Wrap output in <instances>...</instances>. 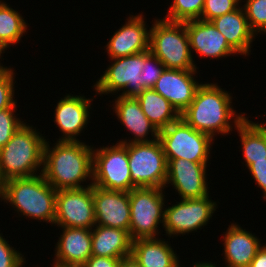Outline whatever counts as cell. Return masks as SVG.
<instances>
[{
  "instance_id": "obj_1",
  "label": "cell",
  "mask_w": 266,
  "mask_h": 267,
  "mask_svg": "<svg viewBox=\"0 0 266 267\" xmlns=\"http://www.w3.org/2000/svg\"><path fill=\"white\" fill-rule=\"evenodd\" d=\"M44 144L43 168L40 174L56 190L79 189L90 179L93 183V147L83 142L56 141Z\"/></svg>"
},
{
  "instance_id": "obj_2",
  "label": "cell",
  "mask_w": 266,
  "mask_h": 267,
  "mask_svg": "<svg viewBox=\"0 0 266 267\" xmlns=\"http://www.w3.org/2000/svg\"><path fill=\"white\" fill-rule=\"evenodd\" d=\"M232 96L216 83H205L197 89L191 104L180 117L195 130L214 139L218 134L228 135L232 131L231 120L236 127L243 119L244 113L236 114L232 106Z\"/></svg>"
},
{
  "instance_id": "obj_3",
  "label": "cell",
  "mask_w": 266,
  "mask_h": 267,
  "mask_svg": "<svg viewBox=\"0 0 266 267\" xmlns=\"http://www.w3.org/2000/svg\"><path fill=\"white\" fill-rule=\"evenodd\" d=\"M57 191L43 175L13 178L4 182V202L21 215L54 224Z\"/></svg>"
},
{
  "instance_id": "obj_4",
  "label": "cell",
  "mask_w": 266,
  "mask_h": 267,
  "mask_svg": "<svg viewBox=\"0 0 266 267\" xmlns=\"http://www.w3.org/2000/svg\"><path fill=\"white\" fill-rule=\"evenodd\" d=\"M24 124L10 141L0 149V176L5 182L13 178L37 176L38 169L43 168L45 137Z\"/></svg>"
},
{
  "instance_id": "obj_5",
  "label": "cell",
  "mask_w": 266,
  "mask_h": 267,
  "mask_svg": "<svg viewBox=\"0 0 266 267\" xmlns=\"http://www.w3.org/2000/svg\"><path fill=\"white\" fill-rule=\"evenodd\" d=\"M150 29L149 50L164 65L175 70H196L185 23L155 19Z\"/></svg>"
},
{
  "instance_id": "obj_6",
  "label": "cell",
  "mask_w": 266,
  "mask_h": 267,
  "mask_svg": "<svg viewBox=\"0 0 266 267\" xmlns=\"http://www.w3.org/2000/svg\"><path fill=\"white\" fill-rule=\"evenodd\" d=\"M127 156L133 188L165 189L167 160L159 139L152 142L127 143Z\"/></svg>"
},
{
  "instance_id": "obj_7",
  "label": "cell",
  "mask_w": 266,
  "mask_h": 267,
  "mask_svg": "<svg viewBox=\"0 0 266 267\" xmlns=\"http://www.w3.org/2000/svg\"><path fill=\"white\" fill-rule=\"evenodd\" d=\"M166 159H184L207 163L210 156L211 136L199 132L181 117L159 131V138Z\"/></svg>"
},
{
  "instance_id": "obj_8",
  "label": "cell",
  "mask_w": 266,
  "mask_h": 267,
  "mask_svg": "<svg viewBox=\"0 0 266 267\" xmlns=\"http://www.w3.org/2000/svg\"><path fill=\"white\" fill-rule=\"evenodd\" d=\"M164 189L133 188L129 192L130 227L129 235L133 240L156 238L160 233L159 223H164ZM159 231V232H158Z\"/></svg>"
},
{
  "instance_id": "obj_9",
  "label": "cell",
  "mask_w": 266,
  "mask_h": 267,
  "mask_svg": "<svg viewBox=\"0 0 266 267\" xmlns=\"http://www.w3.org/2000/svg\"><path fill=\"white\" fill-rule=\"evenodd\" d=\"M92 184L107 190L131 191L127 143L93 149Z\"/></svg>"
},
{
  "instance_id": "obj_10",
  "label": "cell",
  "mask_w": 266,
  "mask_h": 267,
  "mask_svg": "<svg viewBox=\"0 0 266 267\" xmlns=\"http://www.w3.org/2000/svg\"><path fill=\"white\" fill-rule=\"evenodd\" d=\"M151 54V51H144L138 54L111 59L114 62L103 72L100 79L94 84L96 93L109 94L123 91L120 96L135 97L144 88L141 86V69L144 67V60Z\"/></svg>"
},
{
  "instance_id": "obj_11",
  "label": "cell",
  "mask_w": 266,
  "mask_h": 267,
  "mask_svg": "<svg viewBox=\"0 0 266 267\" xmlns=\"http://www.w3.org/2000/svg\"><path fill=\"white\" fill-rule=\"evenodd\" d=\"M59 227L92 229L95 225L93 184L62 189L56 194L55 221Z\"/></svg>"
},
{
  "instance_id": "obj_12",
  "label": "cell",
  "mask_w": 266,
  "mask_h": 267,
  "mask_svg": "<svg viewBox=\"0 0 266 267\" xmlns=\"http://www.w3.org/2000/svg\"><path fill=\"white\" fill-rule=\"evenodd\" d=\"M216 206L209 195L197 199H181L177 204L164 209L162 225L165 233L171 237L201 229L212 218Z\"/></svg>"
},
{
  "instance_id": "obj_13",
  "label": "cell",
  "mask_w": 266,
  "mask_h": 267,
  "mask_svg": "<svg viewBox=\"0 0 266 267\" xmlns=\"http://www.w3.org/2000/svg\"><path fill=\"white\" fill-rule=\"evenodd\" d=\"M167 160V180L173 185L181 199H197L209 195L206 180L207 163L184 159Z\"/></svg>"
},
{
  "instance_id": "obj_14",
  "label": "cell",
  "mask_w": 266,
  "mask_h": 267,
  "mask_svg": "<svg viewBox=\"0 0 266 267\" xmlns=\"http://www.w3.org/2000/svg\"><path fill=\"white\" fill-rule=\"evenodd\" d=\"M96 225L123 229L129 232V192L102 189L93 185Z\"/></svg>"
},
{
  "instance_id": "obj_15",
  "label": "cell",
  "mask_w": 266,
  "mask_h": 267,
  "mask_svg": "<svg viewBox=\"0 0 266 267\" xmlns=\"http://www.w3.org/2000/svg\"><path fill=\"white\" fill-rule=\"evenodd\" d=\"M196 72L197 70L165 68L152 89L168 100L181 114L191 104L201 86L194 77Z\"/></svg>"
},
{
  "instance_id": "obj_16",
  "label": "cell",
  "mask_w": 266,
  "mask_h": 267,
  "mask_svg": "<svg viewBox=\"0 0 266 267\" xmlns=\"http://www.w3.org/2000/svg\"><path fill=\"white\" fill-rule=\"evenodd\" d=\"M128 18V21L114 32L106 45V52L111 59L149 50L150 30H147L143 15L139 13Z\"/></svg>"
},
{
  "instance_id": "obj_17",
  "label": "cell",
  "mask_w": 266,
  "mask_h": 267,
  "mask_svg": "<svg viewBox=\"0 0 266 267\" xmlns=\"http://www.w3.org/2000/svg\"><path fill=\"white\" fill-rule=\"evenodd\" d=\"M91 99L80 95H67L57 103L54 122L57 124L62 137L57 141L76 142L90 118Z\"/></svg>"
},
{
  "instance_id": "obj_18",
  "label": "cell",
  "mask_w": 266,
  "mask_h": 267,
  "mask_svg": "<svg viewBox=\"0 0 266 267\" xmlns=\"http://www.w3.org/2000/svg\"><path fill=\"white\" fill-rule=\"evenodd\" d=\"M184 23L189 36L190 50L199 56L216 59L238 54L211 21L198 19Z\"/></svg>"
},
{
  "instance_id": "obj_19",
  "label": "cell",
  "mask_w": 266,
  "mask_h": 267,
  "mask_svg": "<svg viewBox=\"0 0 266 267\" xmlns=\"http://www.w3.org/2000/svg\"><path fill=\"white\" fill-rule=\"evenodd\" d=\"M55 248L54 265L81 267L92 256L91 229L62 227Z\"/></svg>"
},
{
  "instance_id": "obj_20",
  "label": "cell",
  "mask_w": 266,
  "mask_h": 267,
  "mask_svg": "<svg viewBox=\"0 0 266 267\" xmlns=\"http://www.w3.org/2000/svg\"><path fill=\"white\" fill-rule=\"evenodd\" d=\"M121 124L134 135V139L123 140L118 143L152 142L159 138V130L148 120L135 97L118 96L112 107ZM151 133L152 139L147 135ZM146 137V138H145Z\"/></svg>"
},
{
  "instance_id": "obj_21",
  "label": "cell",
  "mask_w": 266,
  "mask_h": 267,
  "mask_svg": "<svg viewBox=\"0 0 266 267\" xmlns=\"http://www.w3.org/2000/svg\"><path fill=\"white\" fill-rule=\"evenodd\" d=\"M225 267H248L262 246L260 239L232 223L223 236Z\"/></svg>"
},
{
  "instance_id": "obj_22",
  "label": "cell",
  "mask_w": 266,
  "mask_h": 267,
  "mask_svg": "<svg viewBox=\"0 0 266 267\" xmlns=\"http://www.w3.org/2000/svg\"><path fill=\"white\" fill-rule=\"evenodd\" d=\"M226 38L228 44L240 55H249L255 33L251 30L243 7L211 20Z\"/></svg>"
},
{
  "instance_id": "obj_23",
  "label": "cell",
  "mask_w": 266,
  "mask_h": 267,
  "mask_svg": "<svg viewBox=\"0 0 266 267\" xmlns=\"http://www.w3.org/2000/svg\"><path fill=\"white\" fill-rule=\"evenodd\" d=\"M157 238L132 241L131 255L141 267H181L168 241Z\"/></svg>"
},
{
  "instance_id": "obj_24",
  "label": "cell",
  "mask_w": 266,
  "mask_h": 267,
  "mask_svg": "<svg viewBox=\"0 0 266 267\" xmlns=\"http://www.w3.org/2000/svg\"><path fill=\"white\" fill-rule=\"evenodd\" d=\"M95 226V229H91L92 255L110 258H124L131 255L132 239L128 231Z\"/></svg>"
},
{
  "instance_id": "obj_25",
  "label": "cell",
  "mask_w": 266,
  "mask_h": 267,
  "mask_svg": "<svg viewBox=\"0 0 266 267\" xmlns=\"http://www.w3.org/2000/svg\"><path fill=\"white\" fill-rule=\"evenodd\" d=\"M135 98L148 120L160 131L180 118V114L161 94L143 89Z\"/></svg>"
},
{
  "instance_id": "obj_26",
  "label": "cell",
  "mask_w": 266,
  "mask_h": 267,
  "mask_svg": "<svg viewBox=\"0 0 266 267\" xmlns=\"http://www.w3.org/2000/svg\"><path fill=\"white\" fill-rule=\"evenodd\" d=\"M240 136L243 157L248 167L255 161L266 159V132L248 117L243 119L236 127Z\"/></svg>"
},
{
  "instance_id": "obj_27",
  "label": "cell",
  "mask_w": 266,
  "mask_h": 267,
  "mask_svg": "<svg viewBox=\"0 0 266 267\" xmlns=\"http://www.w3.org/2000/svg\"><path fill=\"white\" fill-rule=\"evenodd\" d=\"M27 25L18 11L0 0V46L4 50L20 42Z\"/></svg>"
},
{
  "instance_id": "obj_28",
  "label": "cell",
  "mask_w": 266,
  "mask_h": 267,
  "mask_svg": "<svg viewBox=\"0 0 266 267\" xmlns=\"http://www.w3.org/2000/svg\"><path fill=\"white\" fill-rule=\"evenodd\" d=\"M164 19L174 22H187L201 19L205 0H173Z\"/></svg>"
},
{
  "instance_id": "obj_29",
  "label": "cell",
  "mask_w": 266,
  "mask_h": 267,
  "mask_svg": "<svg viewBox=\"0 0 266 267\" xmlns=\"http://www.w3.org/2000/svg\"><path fill=\"white\" fill-rule=\"evenodd\" d=\"M243 8L251 30L266 33V0H247Z\"/></svg>"
},
{
  "instance_id": "obj_30",
  "label": "cell",
  "mask_w": 266,
  "mask_h": 267,
  "mask_svg": "<svg viewBox=\"0 0 266 267\" xmlns=\"http://www.w3.org/2000/svg\"><path fill=\"white\" fill-rule=\"evenodd\" d=\"M16 103L4 110H0V149L3 148L12 138L13 134L25 123L14 114Z\"/></svg>"
},
{
  "instance_id": "obj_31",
  "label": "cell",
  "mask_w": 266,
  "mask_h": 267,
  "mask_svg": "<svg viewBox=\"0 0 266 267\" xmlns=\"http://www.w3.org/2000/svg\"><path fill=\"white\" fill-rule=\"evenodd\" d=\"M242 0H205L201 20L211 21L216 17L230 13L239 7Z\"/></svg>"
},
{
  "instance_id": "obj_32",
  "label": "cell",
  "mask_w": 266,
  "mask_h": 267,
  "mask_svg": "<svg viewBox=\"0 0 266 267\" xmlns=\"http://www.w3.org/2000/svg\"><path fill=\"white\" fill-rule=\"evenodd\" d=\"M164 69L163 63L151 53L144 60V67L141 69V86L144 89L152 88Z\"/></svg>"
},
{
  "instance_id": "obj_33",
  "label": "cell",
  "mask_w": 266,
  "mask_h": 267,
  "mask_svg": "<svg viewBox=\"0 0 266 267\" xmlns=\"http://www.w3.org/2000/svg\"><path fill=\"white\" fill-rule=\"evenodd\" d=\"M14 70L7 68L0 72V110L12 107L17 103L14 97Z\"/></svg>"
},
{
  "instance_id": "obj_34",
  "label": "cell",
  "mask_w": 266,
  "mask_h": 267,
  "mask_svg": "<svg viewBox=\"0 0 266 267\" xmlns=\"http://www.w3.org/2000/svg\"><path fill=\"white\" fill-rule=\"evenodd\" d=\"M0 233V267H22L25 258Z\"/></svg>"
},
{
  "instance_id": "obj_35",
  "label": "cell",
  "mask_w": 266,
  "mask_h": 267,
  "mask_svg": "<svg viewBox=\"0 0 266 267\" xmlns=\"http://www.w3.org/2000/svg\"><path fill=\"white\" fill-rule=\"evenodd\" d=\"M254 180L258 187L263 190V199H266V159L261 161H255L248 166Z\"/></svg>"
},
{
  "instance_id": "obj_36",
  "label": "cell",
  "mask_w": 266,
  "mask_h": 267,
  "mask_svg": "<svg viewBox=\"0 0 266 267\" xmlns=\"http://www.w3.org/2000/svg\"><path fill=\"white\" fill-rule=\"evenodd\" d=\"M121 259L92 255L81 267H119Z\"/></svg>"
},
{
  "instance_id": "obj_37",
  "label": "cell",
  "mask_w": 266,
  "mask_h": 267,
  "mask_svg": "<svg viewBox=\"0 0 266 267\" xmlns=\"http://www.w3.org/2000/svg\"><path fill=\"white\" fill-rule=\"evenodd\" d=\"M248 267H266V244L257 250Z\"/></svg>"
},
{
  "instance_id": "obj_38",
  "label": "cell",
  "mask_w": 266,
  "mask_h": 267,
  "mask_svg": "<svg viewBox=\"0 0 266 267\" xmlns=\"http://www.w3.org/2000/svg\"><path fill=\"white\" fill-rule=\"evenodd\" d=\"M119 267H141L132 255L121 259Z\"/></svg>"
},
{
  "instance_id": "obj_39",
  "label": "cell",
  "mask_w": 266,
  "mask_h": 267,
  "mask_svg": "<svg viewBox=\"0 0 266 267\" xmlns=\"http://www.w3.org/2000/svg\"><path fill=\"white\" fill-rule=\"evenodd\" d=\"M217 265L213 264L211 261L208 263L206 262H197L194 263V265L192 267H216Z\"/></svg>"
},
{
  "instance_id": "obj_40",
  "label": "cell",
  "mask_w": 266,
  "mask_h": 267,
  "mask_svg": "<svg viewBox=\"0 0 266 267\" xmlns=\"http://www.w3.org/2000/svg\"><path fill=\"white\" fill-rule=\"evenodd\" d=\"M3 189H4V181L0 176V198L3 199Z\"/></svg>"
},
{
  "instance_id": "obj_41",
  "label": "cell",
  "mask_w": 266,
  "mask_h": 267,
  "mask_svg": "<svg viewBox=\"0 0 266 267\" xmlns=\"http://www.w3.org/2000/svg\"><path fill=\"white\" fill-rule=\"evenodd\" d=\"M3 52L5 53V50L0 46V57L2 56L1 54ZM0 59H2V58H0ZM6 69H7V67H3V65H1V63H0V72L4 71Z\"/></svg>"
},
{
  "instance_id": "obj_42",
  "label": "cell",
  "mask_w": 266,
  "mask_h": 267,
  "mask_svg": "<svg viewBox=\"0 0 266 267\" xmlns=\"http://www.w3.org/2000/svg\"><path fill=\"white\" fill-rule=\"evenodd\" d=\"M257 124L266 132V123L263 122L262 124L261 123L260 124L257 123Z\"/></svg>"
}]
</instances>
